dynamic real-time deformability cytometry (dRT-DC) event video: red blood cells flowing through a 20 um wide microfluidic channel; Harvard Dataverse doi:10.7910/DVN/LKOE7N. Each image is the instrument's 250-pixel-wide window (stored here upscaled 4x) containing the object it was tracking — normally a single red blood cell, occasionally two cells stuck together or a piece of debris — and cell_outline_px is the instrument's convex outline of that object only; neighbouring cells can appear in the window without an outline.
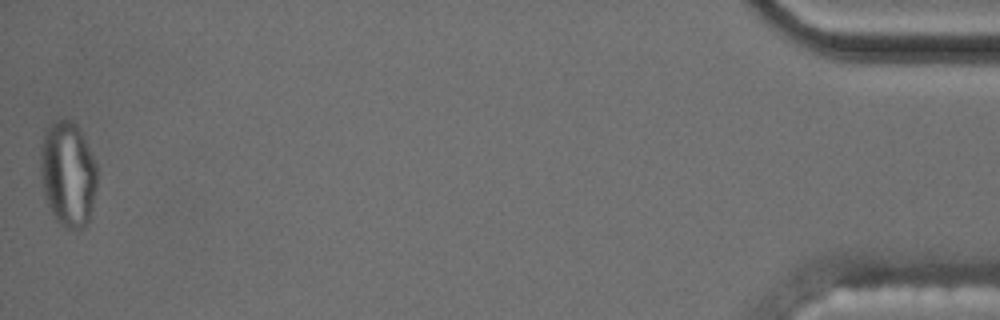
{"species": "common noctule bat (a hibernating species)", "species_latin": "Nyctalus noctula", "temperature_condition": "cold", "stored_images_in_passage": 57, "camera_frame_rate_fps": 3000, "um_per_image_px": 0.085, "animal": {"sex": "male", "body_mass_g": 17.5, "forearm_length_mm": 52.3}, "frame": {"image": 1, "passage_image": 57, "time_ms": 18.667, "image_size_px": [1000, 320], "cell_outline_px": [[96, 188], [92, 208], [88, 220], [76, 232], [60, 224], [56, 220], [44, 196], [40, 172], [40, 148], [44, 132], [56, 120], [64, 116], [72, 120], [76, 124], [84, 136], [96, 164]], "centroid_in_image_um": [5.76, 14.75], "position_along_channel_um": 429.4, "area_um2": 34.97}, "authors_computed_cell_mechanics": {"area_um2": 18.9584, "velocity_mm_per_s": 3.5239, "shape_relaxation_time_tau1_ms": null, "shape_relaxation_time_tau2_ms": 1.9856, "deformation_change_tau1": null, "deformation_change_tau2": 0.0866}}